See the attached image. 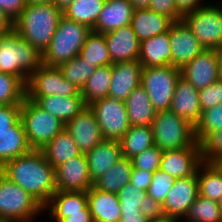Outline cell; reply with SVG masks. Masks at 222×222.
Segmentation results:
<instances>
[{
  "label": "cell",
  "mask_w": 222,
  "mask_h": 222,
  "mask_svg": "<svg viewBox=\"0 0 222 222\" xmlns=\"http://www.w3.org/2000/svg\"><path fill=\"white\" fill-rule=\"evenodd\" d=\"M0 171L43 207L57 191L54 167L46 160L42 150L32 149L18 156L8 161Z\"/></svg>",
  "instance_id": "obj_1"
},
{
  "label": "cell",
  "mask_w": 222,
  "mask_h": 222,
  "mask_svg": "<svg viewBox=\"0 0 222 222\" xmlns=\"http://www.w3.org/2000/svg\"><path fill=\"white\" fill-rule=\"evenodd\" d=\"M63 11L54 3L29 5L13 21V29L41 55L48 48Z\"/></svg>",
  "instance_id": "obj_2"
},
{
  "label": "cell",
  "mask_w": 222,
  "mask_h": 222,
  "mask_svg": "<svg viewBox=\"0 0 222 222\" xmlns=\"http://www.w3.org/2000/svg\"><path fill=\"white\" fill-rule=\"evenodd\" d=\"M41 64V53L14 29L0 35V72L18 77L26 85Z\"/></svg>",
  "instance_id": "obj_3"
},
{
  "label": "cell",
  "mask_w": 222,
  "mask_h": 222,
  "mask_svg": "<svg viewBox=\"0 0 222 222\" xmlns=\"http://www.w3.org/2000/svg\"><path fill=\"white\" fill-rule=\"evenodd\" d=\"M91 29L62 16L48 48L42 54V63L56 66L79 55Z\"/></svg>",
  "instance_id": "obj_4"
},
{
  "label": "cell",
  "mask_w": 222,
  "mask_h": 222,
  "mask_svg": "<svg viewBox=\"0 0 222 222\" xmlns=\"http://www.w3.org/2000/svg\"><path fill=\"white\" fill-rule=\"evenodd\" d=\"M21 104L0 105V169L32 150L20 119Z\"/></svg>",
  "instance_id": "obj_5"
},
{
  "label": "cell",
  "mask_w": 222,
  "mask_h": 222,
  "mask_svg": "<svg viewBox=\"0 0 222 222\" xmlns=\"http://www.w3.org/2000/svg\"><path fill=\"white\" fill-rule=\"evenodd\" d=\"M20 119L32 149H43L65 128L58 118L27 97L21 103Z\"/></svg>",
  "instance_id": "obj_6"
},
{
  "label": "cell",
  "mask_w": 222,
  "mask_h": 222,
  "mask_svg": "<svg viewBox=\"0 0 222 222\" xmlns=\"http://www.w3.org/2000/svg\"><path fill=\"white\" fill-rule=\"evenodd\" d=\"M151 127L154 145L161 151L191 147L197 142L194 126L171 110L156 113Z\"/></svg>",
  "instance_id": "obj_7"
},
{
  "label": "cell",
  "mask_w": 222,
  "mask_h": 222,
  "mask_svg": "<svg viewBox=\"0 0 222 222\" xmlns=\"http://www.w3.org/2000/svg\"><path fill=\"white\" fill-rule=\"evenodd\" d=\"M182 20L205 49L222 48V1H213L190 13Z\"/></svg>",
  "instance_id": "obj_8"
},
{
  "label": "cell",
  "mask_w": 222,
  "mask_h": 222,
  "mask_svg": "<svg viewBox=\"0 0 222 222\" xmlns=\"http://www.w3.org/2000/svg\"><path fill=\"white\" fill-rule=\"evenodd\" d=\"M180 69L173 65L143 67L141 86L146 90L155 111L169 110Z\"/></svg>",
  "instance_id": "obj_9"
},
{
  "label": "cell",
  "mask_w": 222,
  "mask_h": 222,
  "mask_svg": "<svg viewBox=\"0 0 222 222\" xmlns=\"http://www.w3.org/2000/svg\"><path fill=\"white\" fill-rule=\"evenodd\" d=\"M82 96L81 90L65 79L56 66L41 64L29 77L26 97Z\"/></svg>",
  "instance_id": "obj_10"
},
{
  "label": "cell",
  "mask_w": 222,
  "mask_h": 222,
  "mask_svg": "<svg viewBox=\"0 0 222 222\" xmlns=\"http://www.w3.org/2000/svg\"><path fill=\"white\" fill-rule=\"evenodd\" d=\"M104 139L120 140L130 128L124 101L107 96L89 105Z\"/></svg>",
  "instance_id": "obj_11"
},
{
  "label": "cell",
  "mask_w": 222,
  "mask_h": 222,
  "mask_svg": "<svg viewBox=\"0 0 222 222\" xmlns=\"http://www.w3.org/2000/svg\"><path fill=\"white\" fill-rule=\"evenodd\" d=\"M43 206L0 171V221L37 213Z\"/></svg>",
  "instance_id": "obj_12"
},
{
  "label": "cell",
  "mask_w": 222,
  "mask_h": 222,
  "mask_svg": "<svg viewBox=\"0 0 222 222\" xmlns=\"http://www.w3.org/2000/svg\"><path fill=\"white\" fill-rule=\"evenodd\" d=\"M57 191L87 192L93 187L86 155L73 157L54 169Z\"/></svg>",
  "instance_id": "obj_13"
},
{
  "label": "cell",
  "mask_w": 222,
  "mask_h": 222,
  "mask_svg": "<svg viewBox=\"0 0 222 222\" xmlns=\"http://www.w3.org/2000/svg\"><path fill=\"white\" fill-rule=\"evenodd\" d=\"M199 195L197 172L194 175L176 179L163 204V214L182 220Z\"/></svg>",
  "instance_id": "obj_14"
},
{
  "label": "cell",
  "mask_w": 222,
  "mask_h": 222,
  "mask_svg": "<svg viewBox=\"0 0 222 222\" xmlns=\"http://www.w3.org/2000/svg\"><path fill=\"white\" fill-rule=\"evenodd\" d=\"M172 65L181 69L205 48L183 20L174 21L169 29Z\"/></svg>",
  "instance_id": "obj_15"
},
{
  "label": "cell",
  "mask_w": 222,
  "mask_h": 222,
  "mask_svg": "<svg viewBox=\"0 0 222 222\" xmlns=\"http://www.w3.org/2000/svg\"><path fill=\"white\" fill-rule=\"evenodd\" d=\"M65 129L83 154L88 153L104 140L95 114L89 106H86L72 120L67 122Z\"/></svg>",
  "instance_id": "obj_16"
},
{
  "label": "cell",
  "mask_w": 222,
  "mask_h": 222,
  "mask_svg": "<svg viewBox=\"0 0 222 222\" xmlns=\"http://www.w3.org/2000/svg\"><path fill=\"white\" fill-rule=\"evenodd\" d=\"M202 162L201 147L196 142L191 147L163 151L159 169L178 179L194 175Z\"/></svg>",
  "instance_id": "obj_17"
},
{
  "label": "cell",
  "mask_w": 222,
  "mask_h": 222,
  "mask_svg": "<svg viewBox=\"0 0 222 222\" xmlns=\"http://www.w3.org/2000/svg\"><path fill=\"white\" fill-rule=\"evenodd\" d=\"M181 77L202 90L218 80L217 50L204 49L180 69Z\"/></svg>",
  "instance_id": "obj_18"
},
{
  "label": "cell",
  "mask_w": 222,
  "mask_h": 222,
  "mask_svg": "<svg viewBox=\"0 0 222 222\" xmlns=\"http://www.w3.org/2000/svg\"><path fill=\"white\" fill-rule=\"evenodd\" d=\"M143 66L139 61L112 64V76L108 96L125 101L132 91L141 85Z\"/></svg>",
  "instance_id": "obj_19"
},
{
  "label": "cell",
  "mask_w": 222,
  "mask_h": 222,
  "mask_svg": "<svg viewBox=\"0 0 222 222\" xmlns=\"http://www.w3.org/2000/svg\"><path fill=\"white\" fill-rule=\"evenodd\" d=\"M111 63L138 61L140 41L132 26H124L104 34Z\"/></svg>",
  "instance_id": "obj_20"
},
{
  "label": "cell",
  "mask_w": 222,
  "mask_h": 222,
  "mask_svg": "<svg viewBox=\"0 0 222 222\" xmlns=\"http://www.w3.org/2000/svg\"><path fill=\"white\" fill-rule=\"evenodd\" d=\"M169 110L195 127L202 113L199 103V90L180 76Z\"/></svg>",
  "instance_id": "obj_21"
},
{
  "label": "cell",
  "mask_w": 222,
  "mask_h": 222,
  "mask_svg": "<svg viewBox=\"0 0 222 222\" xmlns=\"http://www.w3.org/2000/svg\"><path fill=\"white\" fill-rule=\"evenodd\" d=\"M134 8L128 0H106L93 32L105 34L131 24Z\"/></svg>",
  "instance_id": "obj_22"
},
{
  "label": "cell",
  "mask_w": 222,
  "mask_h": 222,
  "mask_svg": "<svg viewBox=\"0 0 222 222\" xmlns=\"http://www.w3.org/2000/svg\"><path fill=\"white\" fill-rule=\"evenodd\" d=\"M85 155L89 175L94 183L122 158L120 141L104 139Z\"/></svg>",
  "instance_id": "obj_23"
},
{
  "label": "cell",
  "mask_w": 222,
  "mask_h": 222,
  "mask_svg": "<svg viewBox=\"0 0 222 222\" xmlns=\"http://www.w3.org/2000/svg\"><path fill=\"white\" fill-rule=\"evenodd\" d=\"M173 20L163 14H159L151 9H135L131 26L141 42L158 34L167 32L173 24Z\"/></svg>",
  "instance_id": "obj_24"
},
{
  "label": "cell",
  "mask_w": 222,
  "mask_h": 222,
  "mask_svg": "<svg viewBox=\"0 0 222 222\" xmlns=\"http://www.w3.org/2000/svg\"><path fill=\"white\" fill-rule=\"evenodd\" d=\"M138 61L143 67L172 65L169 30L141 41Z\"/></svg>",
  "instance_id": "obj_25"
},
{
  "label": "cell",
  "mask_w": 222,
  "mask_h": 222,
  "mask_svg": "<svg viewBox=\"0 0 222 222\" xmlns=\"http://www.w3.org/2000/svg\"><path fill=\"white\" fill-rule=\"evenodd\" d=\"M43 110L58 118L64 125L81 112L86 104L82 96L27 97Z\"/></svg>",
  "instance_id": "obj_26"
},
{
  "label": "cell",
  "mask_w": 222,
  "mask_h": 222,
  "mask_svg": "<svg viewBox=\"0 0 222 222\" xmlns=\"http://www.w3.org/2000/svg\"><path fill=\"white\" fill-rule=\"evenodd\" d=\"M88 206L94 222H118L121 218L117 194L99 191L92 187L87 191Z\"/></svg>",
  "instance_id": "obj_27"
},
{
  "label": "cell",
  "mask_w": 222,
  "mask_h": 222,
  "mask_svg": "<svg viewBox=\"0 0 222 222\" xmlns=\"http://www.w3.org/2000/svg\"><path fill=\"white\" fill-rule=\"evenodd\" d=\"M124 102L130 126H151L157 112L141 85L135 88Z\"/></svg>",
  "instance_id": "obj_28"
},
{
  "label": "cell",
  "mask_w": 222,
  "mask_h": 222,
  "mask_svg": "<svg viewBox=\"0 0 222 222\" xmlns=\"http://www.w3.org/2000/svg\"><path fill=\"white\" fill-rule=\"evenodd\" d=\"M41 150L54 169L81 154L74 139L65 128Z\"/></svg>",
  "instance_id": "obj_29"
},
{
  "label": "cell",
  "mask_w": 222,
  "mask_h": 222,
  "mask_svg": "<svg viewBox=\"0 0 222 222\" xmlns=\"http://www.w3.org/2000/svg\"><path fill=\"white\" fill-rule=\"evenodd\" d=\"M87 205V192L56 191L44 208L46 214H75L82 213Z\"/></svg>",
  "instance_id": "obj_30"
},
{
  "label": "cell",
  "mask_w": 222,
  "mask_h": 222,
  "mask_svg": "<svg viewBox=\"0 0 222 222\" xmlns=\"http://www.w3.org/2000/svg\"><path fill=\"white\" fill-rule=\"evenodd\" d=\"M132 170L131 159L122 157L94 182L93 187L99 191L117 194L122 187L130 182Z\"/></svg>",
  "instance_id": "obj_31"
},
{
  "label": "cell",
  "mask_w": 222,
  "mask_h": 222,
  "mask_svg": "<svg viewBox=\"0 0 222 222\" xmlns=\"http://www.w3.org/2000/svg\"><path fill=\"white\" fill-rule=\"evenodd\" d=\"M199 195L222 204V171L215 163L202 162L197 169Z\"/></svg>",
  "instance_id": "obj_32"
},
{
  "label": "cell",
  "mask_w": 222,
  "mask_h": 222,
  "mask_svg": "<svg viewBox=\"0 0 222 222\" xmlns=\"http://www.w3.org/2000/svg\"><path fill=\"white\" fill-rule=\"evenodd\" d=\"M122 157L131 159L144 150L154 146L151 126H130L125 135L119 140Z\"/></svg>",
  "instance_id": "obj_33"
},
{
  "label": "cell",
  "mask_w": 222,
  "mask_h": 222,
  "mask_svg": "<svg viewBox=\"0 0 222 222\" xmlns=\"http://www.w3.org/2000/svg\"><path fill=\"white\" fill-rule=\"evenodd\" d=\"M112 76V65L96 67L81 89L86 106L108 96Z\"/></svg>",
  "instance_id": "obj_34"
},
{
  "label": "cell",
  "mask_w": 222,
  "mask_h": 222,
  "mask_svg": "<svg viewBox=\"0 0 222 222\" xmlns=\"http://www.w3.org/2000/svg\"><path fill=\"white\" fill-rule=\"evenodd\" d=\"M106 0H74L64 10L63 16L94 28Z\"/></svg>",
  "instance_id": "obj_35"
},
{
  "label": "cell",
  "mask_w": 222,
  "mask_h": 222,
  "mask_svg": "<svg viewBox=\"0 0 222 222\" xmlns=\"http://www.w3.org/2000/svg\"><path fill=\"white\" fill-rule=\"evenodd\" d=\"M79 56L95 67L112 65L104 34L91 31Z\"/></svg>",
  "instance_id": "obj_36"
},
{
  "label": "cell",
  "mask_w": 222,
  "mask_h": 222,
  "mask_svg": "<svg viewBox=\"0 0 222 222\" xmlns=\"http://www.w3.org/2000/svg\"><path fill=\"white\" fill-rule=\"evenodd\" d=\"M181 222H222V204L198 195Z\"/></svg>",
  "instance_id": "obj_37"
},
{
  "label": "cell",
  "mask_w": 222,
  "mask_h": 222,
  "mask_svg": "<svg viewBox=\"0 0 222 222\" xmlns=\"http://www.w3.org/2000/svg\"><path fill=\"white\" fill-rule=\"evenodd\" d=\"M63 77L77 86L80 90L85 85L96 67L83 60L79 55L58 66Z\"/></svg>",
  "instance_id": "obj_38"
},
{
  "label": "cell",
  "mask_w": 222,
  "mask_h": 222,
  "mask_svg": "<svg viewBox=\"0 0 222 222\" xmlns=\"http://www.w3.org/2000/svg\"><path fill=\"white\" fill-rule=\"evenodd\" d=\"M26 85L16 76L0 72V105L21 104Z\"/></svg>",
  "instance_id": "obj_39"
},
{
  "label": "cell",
  "mask_w": 222,
  "mask_h": 222,
  "mask_svg": "<svg viewBox=\"0 0 222 222\" xmlns=\"http://www.w3.org/2000/svg\"><path fill=\"white\" fill-rule=\"evenodd\" d=\"M222 129V103L202 110L199 122L194 127L196 141L200 144L210 133Z\"/></svg>",
  "instance_id": "obj_40"
},
{
  "label": "cell",
  "mask_w": 222,
  "mask_h": 222,
  "mask_svg": "<svg viewBox=\"0 0 222 222\" xmlns=\"http://www.w3.org/2000/svg\"><path fill=\"white\" fill-rule=\"evenodd\" d=\"M145 195H147L145 190L133 187L130 182L127 183L117 192L121 213H142L140 205Z\"/></svg>",
  "instance_id": "obj_41"
},
{
  "label": "cell",
  "mask_w": 222,
  "mask_h": 222,
  "mask_svg": "<svg viewBox=\"0 0 222 222\" xmlns=\"http://www.w3.org/2000/svg\"><path fill=\"white\" fill-rule=\"evenodd\" d=\"M175 181L176 178L158 169L154 172L151 184L148 187L146 193L159 203L163 204Z\"/></svg>",
  "instance_id": "obj_42"
},
{
  "label": "cell",
  "mask_w": 222,
  "mask_h": 222,
  "mask_svg": "<svg viewBox=\"0 0 222 222\" xmlns=\"http://www.w3.org/2000/svg\"><path fill=\"white\" fill-rule=\"evenodd\" d=\"M203 162L215 163L222 158V129L210 133L201 143Z\"/></svg>",
  "instance_id": "obj_43"
},
{
  "label": "cell",
  "mask_w": 222,
  "mask_h": 222,
  "mask_svg": "<svg viewBox=\"0 0 222 222\" xmlns=\"http://www.w3.org/2000/svg\"><path fill=\"white\" fill-rule=\"evenodd\" d=\"M163 151L156 145L131 158L132 167L154 173L160 168Z\"/></svg>",
  "instance_id": "obj_44"
},
{
  "label": "cell",
  "mask_w": 222,
  "mask_h": 222,
  "mask_svg": "<svg viewBox=\"0 0 222 222\" xmlns=\"http://www.w3.org/2000/svg\"><path fill=\"white\" fill-rule=\"evenodd\" d=\"M199 103L202 110L222 103V81L217 80L208 87L199 90Z\"/></svg>",
  "instance_id": "obj_45"
},
{
  "label": "cell",
  "mask_w": 222,
  "mask_h": 222,
  "mask_svg": "<svg viewBox=\"0 0 222 222\" xmlns=\"http://www.w3.org/2000/svg\"><path fill=\"white\" fill-rule=\"evenodd\" d=\"M148 9L163 14L173 21L182 20V16L177 12L174 0H151Z\"/></svg>",
  "instance_id": "obj_46"
},
{
  "label": "cell",
  "mask_w": 222,
  "mask_h": 222,
  "mask_svg": "<svg viewBox=\"0 0 222 222\" xmlns=\"http://www.w3.org/2000/svg\"><path fill=\"white\" fill-rule=\"evenodd\" d=\"M49 222H94L89 206L87 205L82 213L75 214H46Z\"/></svg>",
  "instance_id": "obj_47"
},
{
  "label": "cell",
  "mask_w": 222,
  "mask_h": 222,
  "mask_svg": "<svg viewBox=\"0 0 222 222\" xmlns=\"http://www.w3.org/2000/svg\"><path fill=\"white\" fill-rule=\"evenodd\" d=\"M140 211L149 221L155 220L164 215L162 210V204L149 195H145L140 205Z\"/></svg>",
  "instance_id": "obj_48"
},
{
  "label": "cell",
  "mask_w": 222,
  "mask_h": 222,
  "mask_svg": "<svg viewBox=\"0 0 222 222\" xmlns=\"http://www.w3.org/2000/svg\"><path fill=\"white\" fill-rule=\"evenodd\" d=\"M26 0H0V10L13 22L25 9Z\"/></svg>",
  "instance_id": "obj_49"
},
{
  "label": "cell",
  "mask_w": 222,
  "mask_h": 222,
  "mask_svg": "<svg viewBox=\"0 0 222 222\" xmlns=\"http://www.w3.org/2000/svg\"><path fill=\"white\" fill-rule=\"evenodd\" d=\"M153 174L148 171H143L141 169H134L131 173L130 183L133 187L140 188L141 190L147 191L148 187L151 184V180L153 178Z\"/></svg>",
  "instance_id": "obj_50"
},
{
  "label": "cell",
  "mask_w": 222,
  "mask_h": 222,
  "mask_svg": "<svg viewBox=\"0 0 222 222\" xmlns=\"http://www.w3.org/2000/svg\"><path fill=\"white\" fill-rule=\"evenodd\" d=\"M174 0L177 12L183 17L185 14L190 13L202 6H205L214 0Z\"/></svg>",
  "instance_id": "obj_51"
},
{
  "label": "cell",
  "mask_w": 222,
  "mask_h": 222,
  "mask_svg": "<svg viewBox=\"0 0 222 222\" xmlns=\"http://www.w3.org/2000/svg\"><path fill=\"white\" fill-rule=\"evenodd\" d=\"M46 214L45 208L42 207L37 213L30 214L27 216H21V217H12L5 219L3 222H36L39 216L43 217ZM38 222V221H37Z\"/></svg>",
  "instance_id": "obj_52"
},
{
  "label": "cell",
  "mask_w": 222,
  "mask_h": 222,
  "mask_svg": "<svg viewBox=\"0 0 222 222\" xmlns=\"http://www.w3.org/2000/svg\"><path fill=\"white\" fill-rule=\"evenodd\" d=\"M118 222H149L142 213H121Z\"/></svg>",
  "instance_id": "obj_53"
},
{
  "label": "cell",
  "mask_w": 222,
  "mask_h": 222,
  "mask_svg": "<svg viewBox=\"0 0 222 222\" xmlns=\"http://www.w3.org/2000/svg\"><path fill=\"white\" fill-rule=\"evenodd\" d=\"M13 29V22L8 16L0 10V35L5 34Z\"/></svg>",
  "instance_id": "obj_54"
},
{
  "label": "cell",
  "mask_w": 222,
  "mask_h": 222,
  "mask_svg": "<svg viewBox=\"0 0 222 222\" xmlns=\"http://www.w3.org/2000/svg\"><path fill=\"white\" fill-rule=\"evenodd\" d=\"M134 9L148 8L151 0H128Z\"/></svg>",
  "instance_id": "obj_55"
},
{
  "label": "cell",
  "mask_w": 222,
  "mask_h": 222,
  "mask_svg": "<svg viewBox=\"0 0 222 222\" xmlns=\"http://www.w3.org/2000/svg\"><path fill=\"white\" fill-rule=\"evenodd\" d=\"M149 222H181V220L178 217L163 215L162 217L157 218L155 220H151Z\"/></svg>",
  "instance_id": "obj_56"
},
{
  "label": "cell",
  "mask_w": 222,
  "mask_h": 222,
  "mask_svg": "<svg viewBox=\"0 0 222 222\" xmlns=\"http://www.w3.org/2000/svg\"><path fill=\"white\" fill-rule=\"evenodd\" d=\"M218 57V80L222 81V48L217 50Z\"/></svg>",
  "instance_id": "obj_57"
},
{
  "label": "cell",
  "mask_w": 222,
  "mask_h": 222,
  "mask_svg": "<svg viewBox=\"0 0 222 222\" xmlns=\"http://www.w3.org/2000/svg\"><path fill=\"white\" fill-rule=\"evenodd\" d=\"M74 0H54V4L62 11Z\"/></svg>",
  "instance_id": "obj_58"
},
{
  "label": "cell",
  "mask_w": 222,
  "mask_h": 222,
  "mask_svg": "<svg viewBox=\"0 0 222 222\" xmlns=\"http://www.w3.org/2000/svg\"><path fill=\"white\" fill-rule=\"evenodd\" d=\"M53 2L54 0H26V4L29 5L49 4Z\"/></svg>",
  "instance_id": "obj_59"
},
{
  "label": "cell",
  "mask_w": 222,
  "mask_h": 222,
  "mask_svg": "<svg viewBox=\"0 0 222 222\" xmlns=\"http://www.w3.org/2000/svg\"><path fill=\"white\" fill-rule=\"evenodd\" d=\"M215 164L219 167V169L222 171V158L215 162Z\"/></svg>",
  "instance_id": "obj_60"
}]
</instances>
